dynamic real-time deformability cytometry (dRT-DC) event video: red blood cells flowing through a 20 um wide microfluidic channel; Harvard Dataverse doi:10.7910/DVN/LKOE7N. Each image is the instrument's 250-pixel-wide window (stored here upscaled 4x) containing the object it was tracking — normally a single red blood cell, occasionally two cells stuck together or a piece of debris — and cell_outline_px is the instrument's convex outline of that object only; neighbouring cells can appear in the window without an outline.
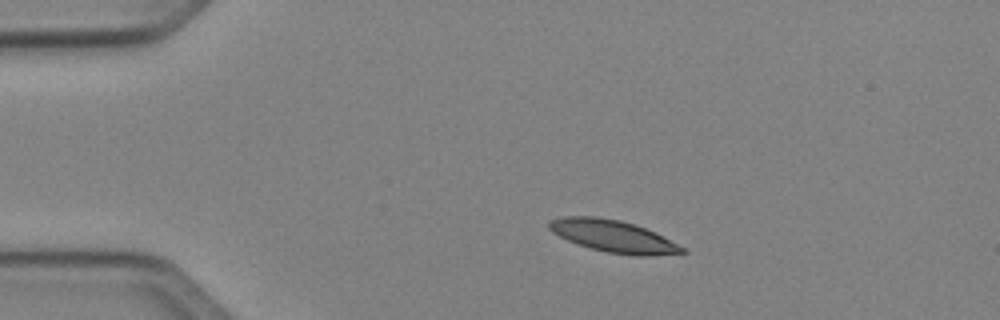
{"species": "Egyptian fruit bat (a non-hibernating species)", "species_latin": "Rousettus aegyptiacus", "temperature_condition": "cold", "stored_images_in_passage": 3, "camera_frame_rate_fps": 3000, "um_per_image_px": 0.085, "animal": {"sex": "female"}, "frame": {"image": 1, "passage_image": 1, "time_ms": 0.0, "image_size_px": [1000, 320], "cell_outline_px": [[688, 252], [648, 256], [632, 256], [608, 252], [592, 248], [568, 240], [552, 232], [548, 228], [548, 220], [564, 216], [596, 216], [620, 220], [656, 232], [684, 248]], "centroid_in_image_um": [52.11, 20.07], "position_along_channel_um": 32.9, "area_um2": 24.68}}
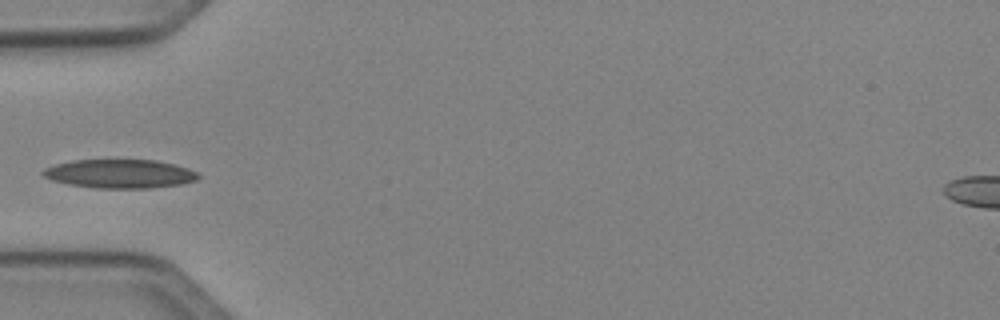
{"frame": {"image": 2, "passage_image": 3, "time_ms": 2.333, "image_size_px": [1000, 320], "cell_outline_px": [[200, 176], [196, 180], [180, 184], [148, 188], [96, 188], [68, 184], [52, 180], [44, 176], [40, 172], [44, 168], [56, 164], [72, 160], [156, 160], [176, 164], [188, 168], [196, 172]], "centroid_in_image_um": [10.18, 14.76], "position_along_channel_um": 74.8, "area_um2": 26.01}}